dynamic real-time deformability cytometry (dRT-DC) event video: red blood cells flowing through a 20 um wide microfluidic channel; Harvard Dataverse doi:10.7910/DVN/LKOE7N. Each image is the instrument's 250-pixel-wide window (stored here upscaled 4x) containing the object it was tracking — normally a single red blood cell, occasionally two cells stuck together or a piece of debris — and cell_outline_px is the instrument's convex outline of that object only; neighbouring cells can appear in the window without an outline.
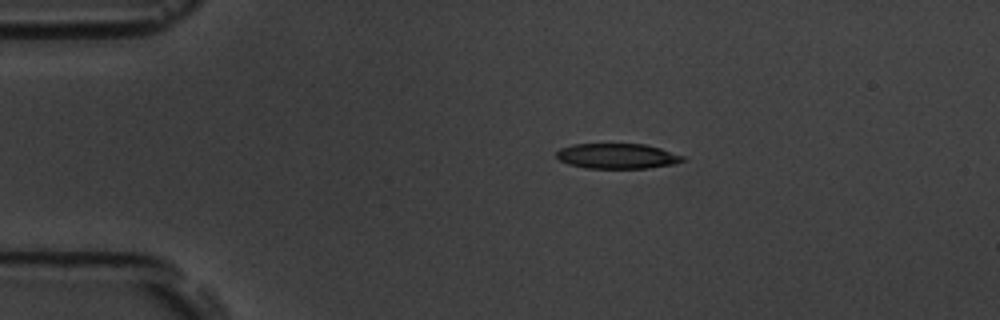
{"species": "common noctule bat (a hibernating species)", "species_latin": "Nyctalus noctula", "temperature_condition": "room temperature", "stored_images_in_passage": 45, "camera_frame_rate_fps": 3000, "um_per_image_px": 0.085, "animal": {"sex": "male", "body_mass_g": 19.5, "forearm_length_mm": 54.6}, "frame": {"image": 1, "passage_image": 1, "time_ms": 0.0, "image_size_px": [1000, 320], "cell_outline_px": [[684, 160], [672, 164], [648, 168], [584, 168], [568, 164], [560, 160], [556, 156], [556, 152], [560, 148], [572, 144], [644, 144], [660, 148], [684, 156]], "centroid_in_image_um": [52.42, 13.26], "position_along_channel_um": 32.6, "area_um2": 18.5}}
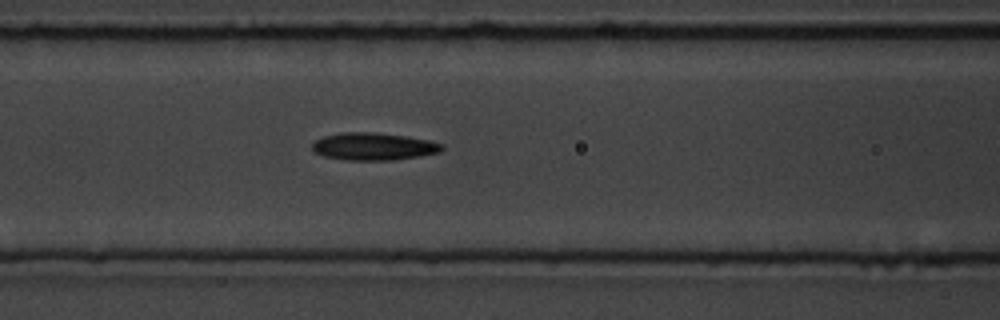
{"frame": {"image": 2, "passage_image": 13, "time_ms": 4.0, "image_size_px": [1000, 320], "cell_outline_px": [[444, 148], [440, 152], [420, 156], [392, 160], [344, 160], [324, 156], [316, 152], [312, 148], [312, 144], [316, 140], [324, 136], [340, 132], [376, 132], [408, 136], [428, 140], [444, 144]], "centroid_in_image_um": [31.77, 12.44], "position_along_channel_um": 134.8, "area_um2": 20.87}}
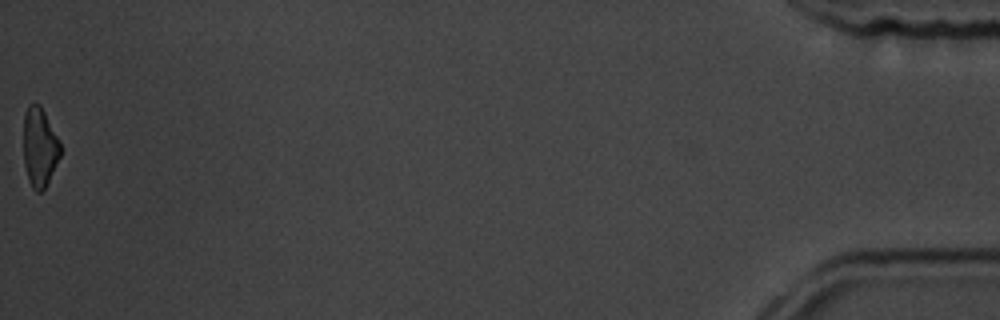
{"frame": {"image": 3, "passage_image": 45, "time_ms": 14.667, "image_size_px": [1000, 320], "cell_outline_px": [[60, 156], [44, 188], [40, 192], [36, 192], [32, 188], [28, 180], [24, 164], [24, 112], [28, 104], [40, 104], [60, 140]], "centroid_in_image_um": [3.35, 12.48], "position_along_channel_um": 431.8, "area_um2": 16.94}, "authors_computed_cell_mechanics": {"area_um2": 19.7098, "velocity_mm_per_s": 3.735, "shape_relaxation_time_tau1_ms": 4.4042, "shape_relaxation_time_tau2_ms": 7.6617, "deformation_change_tau1": 0.1374, "deformation_change_tau2": 0.196}}